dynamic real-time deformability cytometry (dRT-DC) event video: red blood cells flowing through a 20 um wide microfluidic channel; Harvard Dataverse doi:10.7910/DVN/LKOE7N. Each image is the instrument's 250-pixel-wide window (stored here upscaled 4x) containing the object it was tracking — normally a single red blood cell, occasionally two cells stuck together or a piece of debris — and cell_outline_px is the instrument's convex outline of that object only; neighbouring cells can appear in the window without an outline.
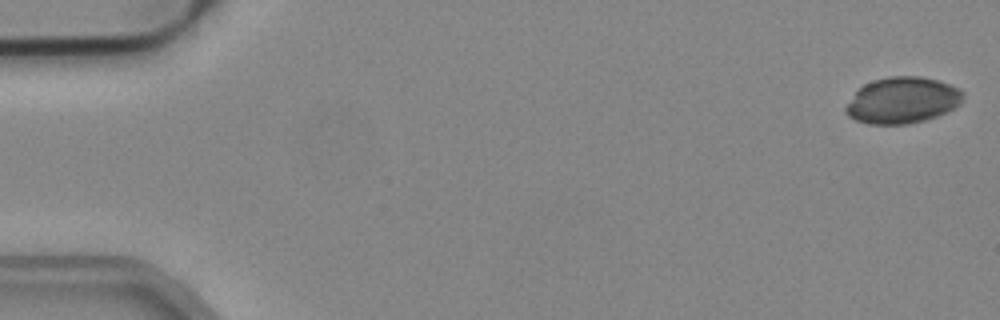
{"species": "common noctule bat (a hibernating species)", "species_latin": "Nyctalus noctula", "temperature_condition": "cold", "stored_images_in_passage": 16, "camera_frame_rate_fps": 3000, "um_per_image_px": 0.085, "animal": {"sex": "male", "body_mass_g": 19.2, "forearm_length_mm": 51.8}, "frame": {"image": 1, "passage_image": 1, "time_ms": 0.0, "image_size_px": [1000, 320], "cell_outline_px": [[964, 96], [960, 104], [936, 116], [924, 120], [908, 124], [868, 124], [856, 120], [848, 116], [844, 112], [844, 108], [856, 92], [864, 84], [872, 80], [888, 76], [920, 76], [936, 80], [960, 88], [964, 92]], "centroid_in_image_um": [76.69, 8.52], "position_along_channel_um": 8.3, "area_um2": 31.56}}